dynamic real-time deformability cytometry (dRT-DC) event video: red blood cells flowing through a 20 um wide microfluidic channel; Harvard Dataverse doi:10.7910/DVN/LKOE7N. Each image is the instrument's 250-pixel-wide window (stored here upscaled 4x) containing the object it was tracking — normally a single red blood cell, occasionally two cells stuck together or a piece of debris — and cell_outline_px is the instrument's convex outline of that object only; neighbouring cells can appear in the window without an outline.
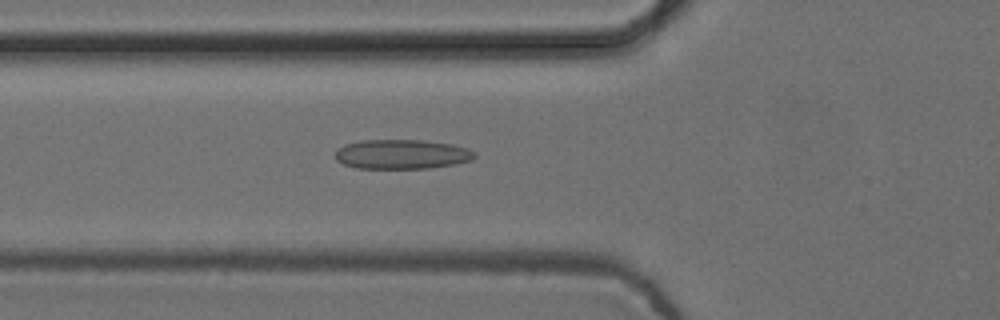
{"species": "common noctule bat (a hibernating species)", "species_latin": "Nyctalus noctula", "temperature_condition": "cold", "stored_images_in_passage": 52, "camera_frame_rate_fps": 3000, "um_per_image_px": 0.085, "animal": {"sex": "female", "body_mass_g": 24.6, "forearm_length_mm": 56.2}, "frame": {"image": 1, "passage_image": 17, "time_ms": 5.333, "image_size_px": [1000, 320], "cell_outline_px": [[476, 156], [472, 160], [456, 164], [428, 168], [356, 168], [344, 164], [336, 160], [336, 148], [344, 144], [360, 140], [424, 140], [452, 144], [468, 148], [476, 152]], "centroid_in_image_um": [34.16, 13.1], "position_along_channel_um": 91.6, "area_um2": 24.16}}
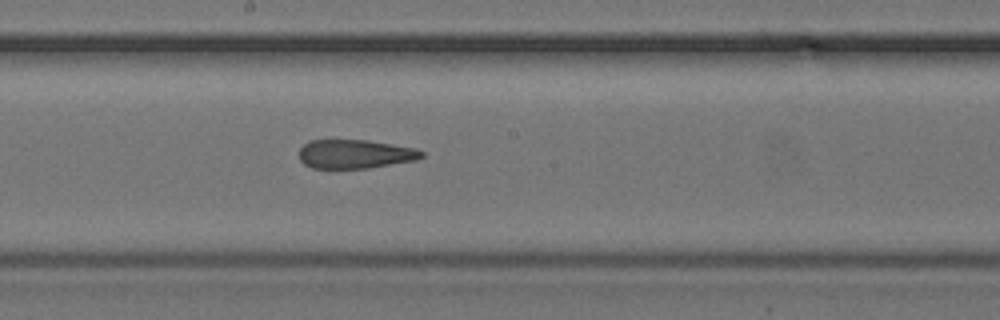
{"frame": {"image": 2, "passage_image": 27, "time_ms": 8.667, "image_size_px": [1000, 320], "cell_outline_px": [[424, 156], [416, 160], [368, 168], [312, 168], [304, 164], [300, 160], [300, 148], [308, 140], [368, 140], [416, 148], [424, 152]], "centroid_in_image_um": [30.18, 13.09], "position_along_channel_um": 218.0, "area_um2": 20.63}}
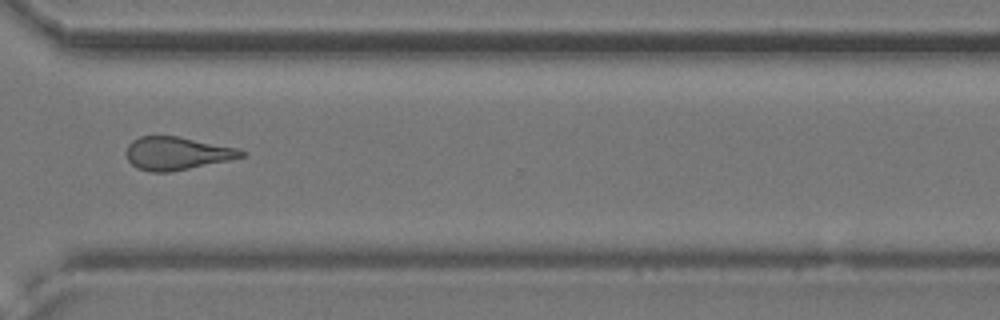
{"frame": {"image": 3, "passage_image": 38, "time_ms": 12.333, "image_size_px": [1000, 320], "cell_outline_px": [[248, 152], [244, 156], [228, 160], [172, 172], [148, 172], [136, 168], [128, 160], [124, 152], [128, 144], [132, 140], [140, 136], [176, 136], [240, 148]], "centroid_in_image_um": [15.01, 13.04], "position_along_channel_um": 355.6, "area_um2": 22.37}, "authors_computed_cell_mechanics": {"area_um2": 22.542, "velocity_mm_per_s": 3.7679, "shape_relaxation_time_tau1_ms": null, "shape_relaxation_time_tau2_ms": 3.3646, "deformation_change_tau1": null, "deformation_change_tau2": 0.1327}}